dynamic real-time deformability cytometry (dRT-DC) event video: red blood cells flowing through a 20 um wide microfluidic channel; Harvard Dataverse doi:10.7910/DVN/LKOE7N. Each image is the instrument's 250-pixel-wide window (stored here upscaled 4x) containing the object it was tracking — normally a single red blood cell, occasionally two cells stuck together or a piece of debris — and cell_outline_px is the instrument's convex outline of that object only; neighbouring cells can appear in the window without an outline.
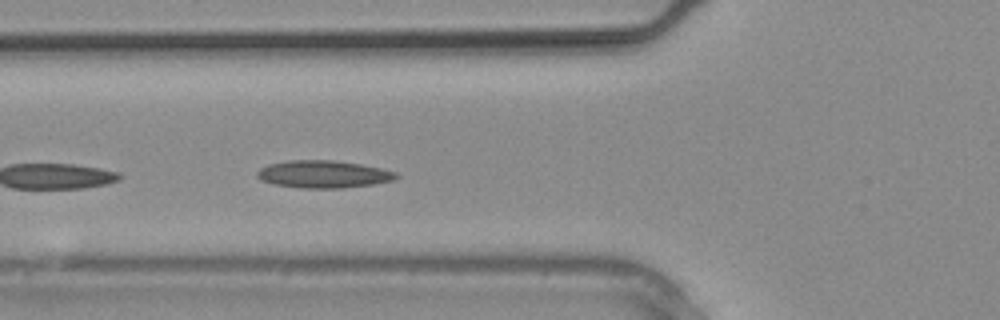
{"species": "common noctule bat (a hibernating species)", "species_latin": "Nyctalus noctula", "temperature_condition": "warm", "stored_images_in_passage": 9, "camera_frame_rate_fps": 3000, "um_per_image_px": 0.085, "animal": {"sex": "male", "body_mass_g": 20.4}, "frame": {"image": 1, "passage_image": 9, "time_ms": 2.667, "image_size_px": [1000, 320], "cell_outline_px": [[400, 176], [396, 180], [372, 184], [344, 188], [300, 188], [276, 184], [260, 180], [256, 176], [256, 172], [260, 168], [268, 164], [288, 160], [332, 160], [360, 164], [380, 168], [396, 172]], "centroid_in_image_um": [27.49, 14.81], "position_along_channel_um": 98.3, "area_um2": 22.31}}